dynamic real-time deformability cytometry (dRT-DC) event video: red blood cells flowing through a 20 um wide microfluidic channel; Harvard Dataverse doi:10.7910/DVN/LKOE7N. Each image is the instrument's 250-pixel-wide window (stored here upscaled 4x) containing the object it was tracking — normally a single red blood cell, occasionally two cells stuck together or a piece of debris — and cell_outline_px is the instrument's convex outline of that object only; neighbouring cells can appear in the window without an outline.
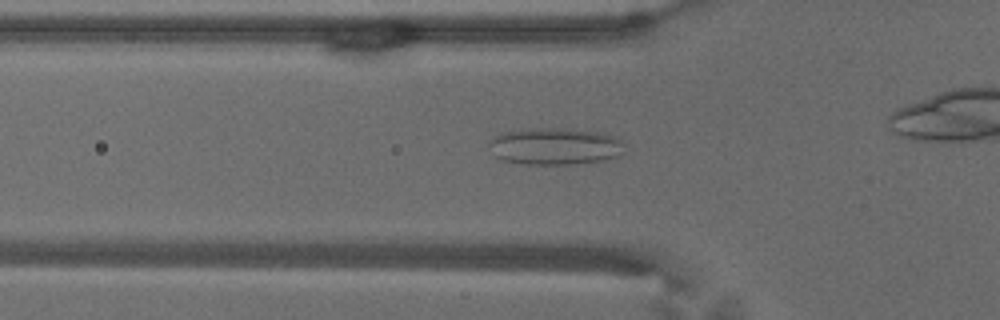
{"species": "common noctule bat (a hibernating species)", "species_latin": "Nyctalus noctula", "temperature_condition": "warm", "stored_images_in_passage": 45, "camera_frame_rate_fps": 3000, "um_per_image_px": 0.085, "animal": {"sex": "male", "body_mass_g": 18.8}, "frame": {"image": 1, "passage_image": 19, "time_ms": 6.0, "image_size_px": [1000, 320], "cell_outline_px": [[624, 152], [620, 156], [604, 160], [572, 164], [524, 164], [500, 160], [496, 156], [488, 144], [488, 140], [492, 136], [500, 132], [528, 128], [568, 128], [604, 132], [620, 136]], "centroid_in_image_um": [47.18, 12.41], "position_along_channel_um": 78.6, "area_um2": 29.88}}
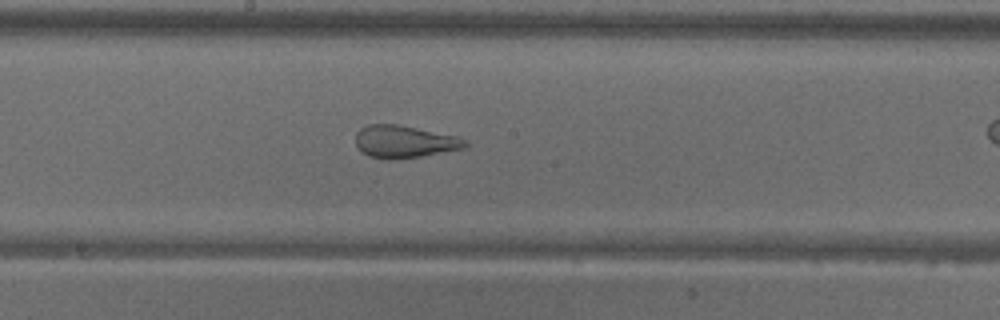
{"frame": {"image": 2, "passage_image": 30, "time_ms": 9.667, "image_size_px": [1000, 320], "cell_outline_px": [[468, 144], [464, 148], [420, 156], [392, 160], [384, 160], [368, 156], [356, 144], [356, 132], [360, 128], [368, 124], [396, 124], [456, 136], [468, 140]], "centroid_in_image_um": [34.35, 12.04], "position_along_channel_um": 213.8, "area_um2": 20.58}}
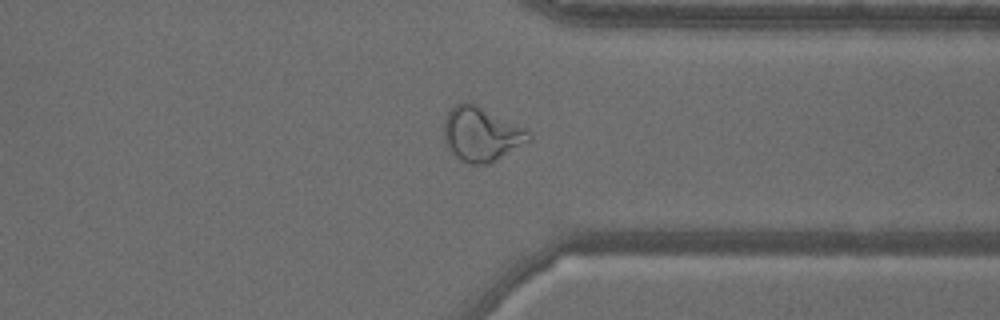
{"frame": {"image": 3, "passage_image": 43, "time_ms": 14.0, "image_size_px": [1000, 320], "cell_outline_px": [[532, 140], [496, 160], [488, 164], [468, 164], [460, 160], [452, 152], [444, 140], [444, 120], [448, 112], [460, 100], [468, 100], [524, 128], [532, 136]], "centroid_in_image_um": [40.89, 11.39], "position_along_channel_um": 370.5, "area_um2": 26.82}}